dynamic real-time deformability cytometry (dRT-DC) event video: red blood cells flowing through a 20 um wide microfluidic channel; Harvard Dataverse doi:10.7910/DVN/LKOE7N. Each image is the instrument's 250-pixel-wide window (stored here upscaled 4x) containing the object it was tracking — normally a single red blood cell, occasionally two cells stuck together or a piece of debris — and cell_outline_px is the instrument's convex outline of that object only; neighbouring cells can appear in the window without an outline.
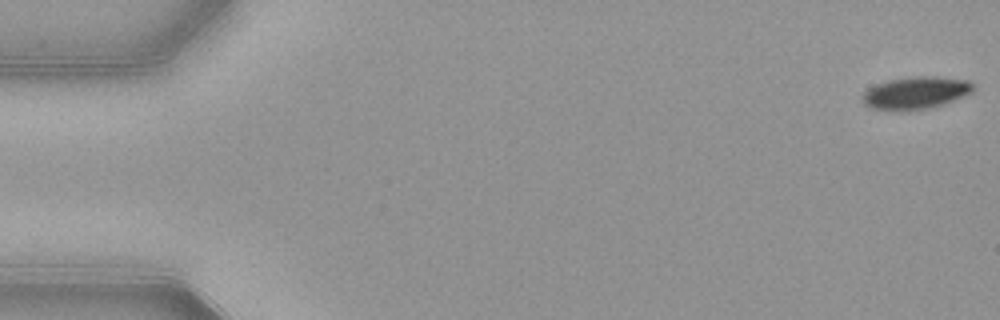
{"species": "common noctule bat (a hibernating species)", "species_latin": "Nyctalus noctula", "temperature_condition": "warm", "stored_images_in_passage": 53, "camera_frame_rate_fps": 3000, "um_per_image_px": 0.085, "animal": {"sex": "female", "body_mass_g": 21.9}, "frame": {"image": 1, "passage_image": 1, "time_ms": 0.0, "image_size_px": [1000, 320], "cell_outline_px": [[972, 92], [964, 96], [944, 104], [928, 108], [908, 112], [900, 112], [868, 108], [864, 104], [860, 96], [868, 88], [876, 84], [888, 80], [916, 76], [936, 76], [968, 80], [972, 84]], "centroid_in_image_um": [77.77, 7.92], "position_along_channel_um": 7.2, "area_um2": 21.33}}
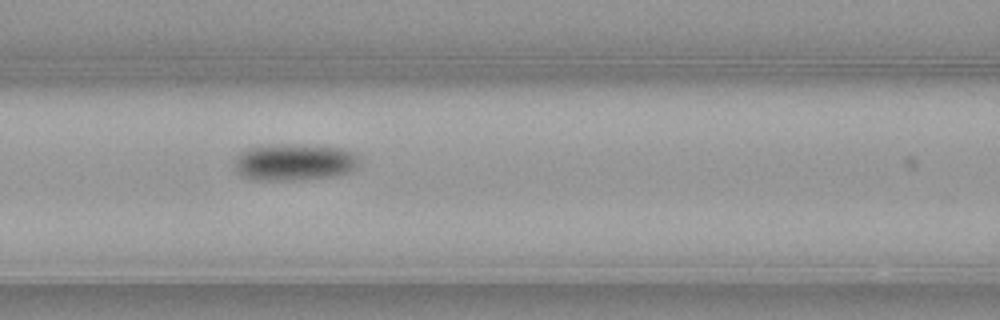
{"frame": {"image": 2, "passage_image": 23, "time_ms": 7.333, "image_size_px": [1000, 320], "cell_outline_px": [[360, 164], [352, 172], [336, 176], [296, 180], [252, 180], [240, 176], [236, 172], [232, 160], [240, 152], [248, 148], [260, 144], [308, 144], [344, 148], [356, 152], [360, 156]], "centroid_in_image_um": [25.03, 13.77], "position_along_channel_um": 141.6, "area_um2": 28.03}}
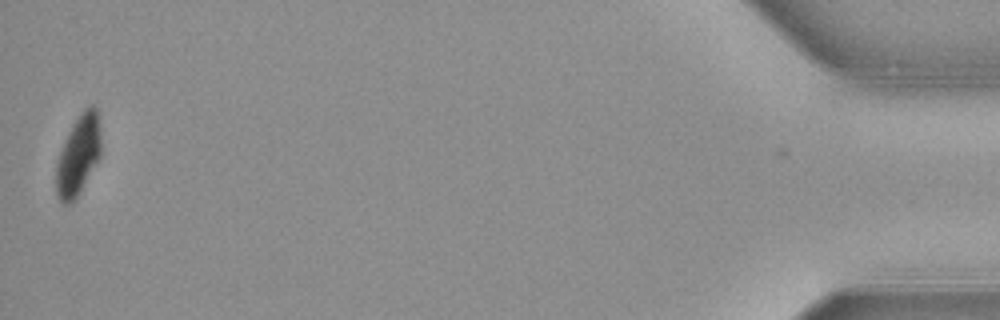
{"frame": {"image": 3, "passage_image": 53, "time_ms": 17.333, "image_size_px": [1000, 320], "cell_outline_px": [[100, 156], [76, 200], [72, 204], [60, 204], [56, 192], [56, 164], [60, 152], [72, 124], [80, 112], [88, 104], [92, 104], [96, 108], [100, 120]], "centroid_in_image_um": [6.66, 13.2], "position_along_channel_um": 428.5, "area_um2": 21.15}, "authors_computed_cell_mechanics": {"area_um2": 23.8714, "velocity_mm_per_s": 3.877, "shape_relaxation_time_tau1_ms": 2.9034, "shape_relaxation_time_tau2_ms": 5.5006, "deformation_change_tau1": 0.1028, "deformation_change_tau2": 0.0558}}